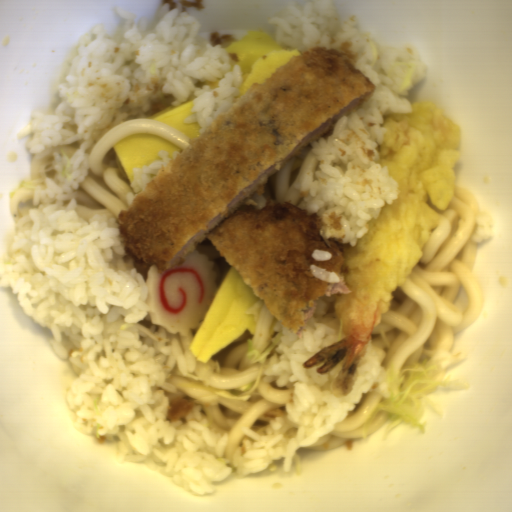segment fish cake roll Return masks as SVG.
Here are the masks:
<instances>
[{
  "label": "fish cake roll",
  "mask_w": 512,
  "mask_h": 512,
  "mask_svg": "<svg viewBox=\"0 0 512 512\" xmlns=\"http://www.w3.org/2000/svg\"><path fill=\"white\" fill-rule=\"evenodd\" d=\"M214 262L204 253L190 251L185 262L158 272L153 264L145 287L147 317L164 331L187 335L199 329L219 288Z\"/></svg>",
  "instance_id": "1"
}]
</instances>
